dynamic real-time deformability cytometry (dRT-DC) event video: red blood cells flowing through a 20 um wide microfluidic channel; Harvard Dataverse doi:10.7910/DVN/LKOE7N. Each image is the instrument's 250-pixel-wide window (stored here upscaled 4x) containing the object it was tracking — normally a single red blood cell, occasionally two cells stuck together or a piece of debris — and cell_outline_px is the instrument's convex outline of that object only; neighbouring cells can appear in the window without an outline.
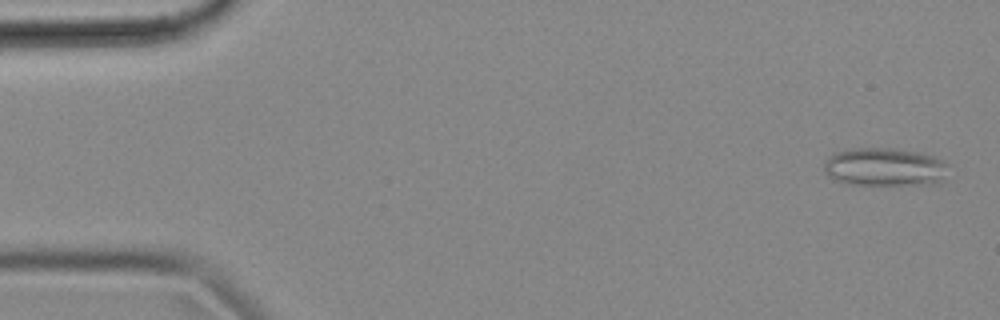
{"species": "common noctule bat (a hibernating species)", "species_latin": "Nyctalus noctula", "temperature_condition": "cold", "stored_images_in_passage": 54, "camera_frame_rate_fps": 3000, "um_per_image_px": 0.085, "animal": {"sex": "female", "body_mass_g": 18.4}, "frame": {"image": 1, "passage_image": 2, "time_ms": 0.333, "image_size_px": [1000, 320], "cell_outline_px": [[948, 164], [944, 180], [940, 184], [848, 184], [832, 180], [824, 172], [824, 160], [828, 156], [836, 152], [852, 148], [896, 148], [920, 152], [932, 156]], "centroid_in_image_um": [75.17, 14.19], "position_along_channel_um": 9.8, "area_um2": 28.03}}
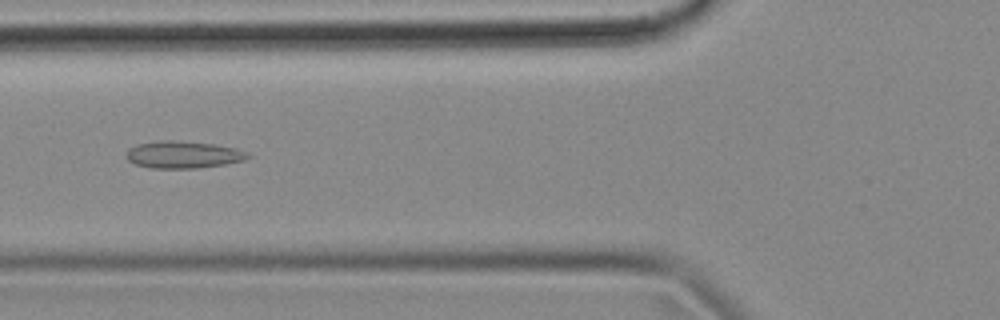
{"frame": {"image": 2, "passage_image": 20, "time_ms": 6.333, "image_size_px": [1000, 320], "cell_outline_px": [[252, 156], [244, 160], [228, 164], [196, 168], [148, 168], [136, 164], [128, 160], [124, 156], [128, 148], [136, 144], [160, 140], [176, 140], [212, 144], [236, 148], [248, 152]], "centroid_in_image_um": [15.55, 13.14], "position_along_channel_um": 110.2, "area_um2": 19.48}}
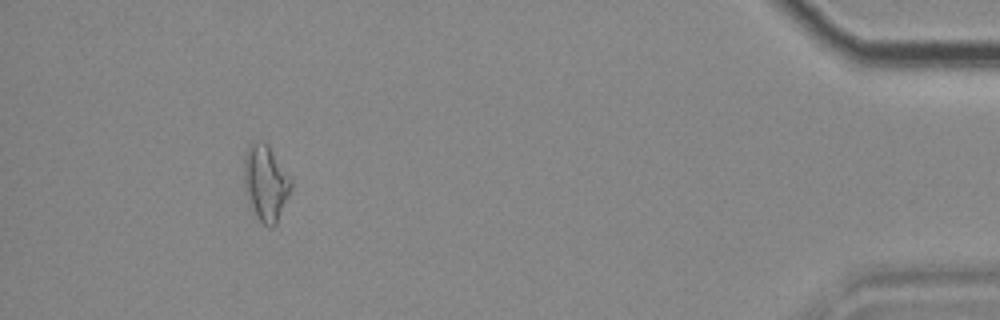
{"frame": {"image": 3, "passage_image": 50, "time_ms": 16.333, "image_size_px": [1000, 320], "cell_outline_px": [[292, 188], [276, 224], [272, 228], [268, 228], [256, 216], [248, 204], [244, 192], [244, 152], [248, 144], [252, 140], [264, 140], [268, 144], [292, 180]], "centroid_in_image_um": [22.55, 15.51], "position_along_channel_um": 412.7, "area_um2": 21.33}, "authors_computed_cell_mechanics": {"area_um2": 19.074, "velocity_mm_per_s": 3.6654, "shape_relaxation_time_tau1_ms": null, "shape_relaxation_time_tau2_ms": 3.9299, "deformation_change_tau1": null, "deformation_change_tau2": 0.1532}}